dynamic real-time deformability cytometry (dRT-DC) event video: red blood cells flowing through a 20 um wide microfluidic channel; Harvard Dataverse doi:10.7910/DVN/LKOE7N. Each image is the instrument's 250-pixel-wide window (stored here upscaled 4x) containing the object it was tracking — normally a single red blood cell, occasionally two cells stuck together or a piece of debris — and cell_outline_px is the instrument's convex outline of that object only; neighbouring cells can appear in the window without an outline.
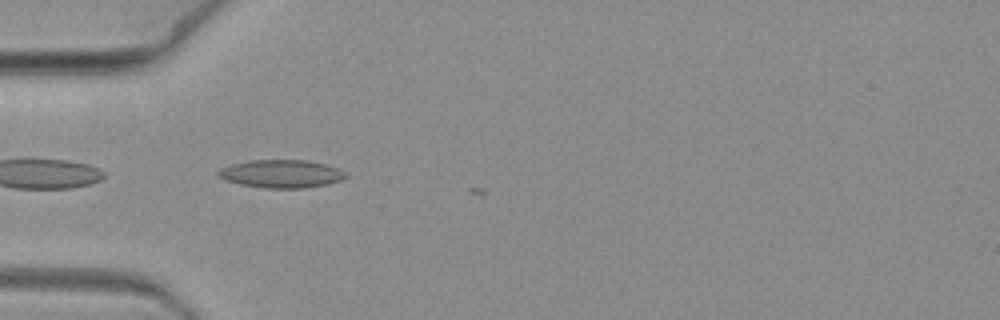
{"species": "common noctule bat (a hibernating species)", "species_latin": "Nyctalus noctula", "temperature_condition": "warm", "stored_images_in_passage": 4, "camera_frame_rate_fps": 3000, "um_per_image_px": 0.085, "animal": {"sex": "female", "body_mass_g": 19.3, "forearm_length_mm": 54.1}, "frame": {"image": 1, "passage_image": 3, "time_ms": 0.667, "image_size_px": [1000, 320], "cell_outline_px": [[348, 176], [344, 180], [328, 184], [304, 188], [264, 188], [240, 184], [224, 180], [216, 176], [216, 172], [220, 168], [232, 164], [252, 160], [308, 160], [324, 164], [348, 172]], "centroid_in_image_um": [23.92, 14.78], "position_along_channel_um": 61.1, "area_um2": 21.04}}